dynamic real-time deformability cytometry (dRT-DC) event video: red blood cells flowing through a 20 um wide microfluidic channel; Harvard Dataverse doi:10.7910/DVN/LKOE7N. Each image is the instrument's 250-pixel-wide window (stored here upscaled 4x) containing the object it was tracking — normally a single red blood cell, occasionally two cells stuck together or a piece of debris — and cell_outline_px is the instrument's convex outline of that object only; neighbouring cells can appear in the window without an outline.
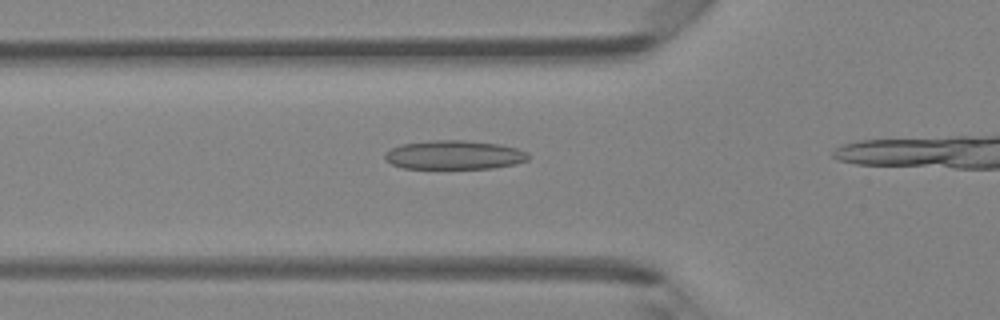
{"species": "Egyptian fruit bat (a non-hibernating species)", "species_latin": "Rousettus aegyptiacus", "temperature_condition": "room temperature", "stored_images_in_passage": 15, "camera_frame_rate_fps": 3000, "um_per_image_px": 0.085, "animal": {"sex": "female"}, "frame": {"image": 1, "passage_image": 11, "time_ms": 3.333, "image_size_px": [1000, 320], "cell_outline_px": [[528, 160], [516, 164], [492, 168], [404, 168], [392, 164], [384, 156], [392, 148], [400, 144], [432, 140], [464, 140], [500, 144], [516, 148], [528, 152]], "centroid_in_image_um": [38.65, 13.16], "position_along_channel_um": 87.2, "area_um2": 24.04}}